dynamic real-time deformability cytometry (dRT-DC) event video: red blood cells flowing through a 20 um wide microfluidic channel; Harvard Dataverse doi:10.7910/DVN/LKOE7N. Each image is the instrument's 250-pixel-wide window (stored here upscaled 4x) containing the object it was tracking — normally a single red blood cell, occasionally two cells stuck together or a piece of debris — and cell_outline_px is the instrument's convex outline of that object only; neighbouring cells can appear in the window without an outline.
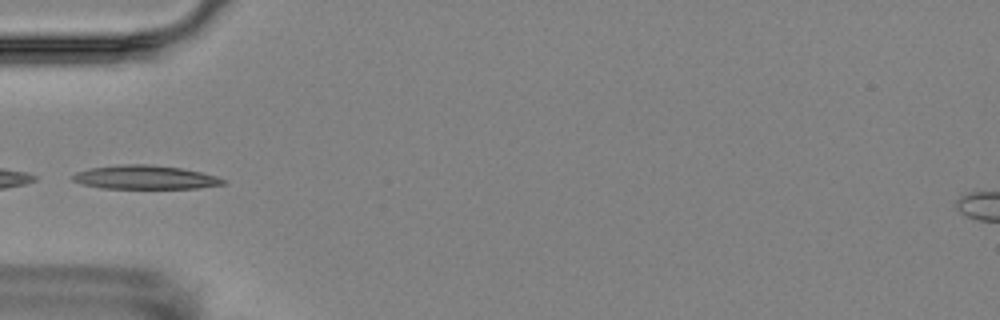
{"species": "Egyptian fruit bat (a non-hibernating species)", "species_latin": "Rousettus aegyptiacus", "temperature_condition": "room temperature", "stored_images_in_passage": 13, "camera_frame_rate_fps": 3000, "um_per_image_px": 0.085, "animal": {"sex": "female"}, "frame": {"image": 1, "passage_image": 3, "time_ms": 2.333, "image_size_px": [1000, 320], "cell_outline_px": [[224, 184], [196, 188], [100, 188], [84, 184], [72, 180], [72, 176], [76, 172], [92, 168], [120, 164], [152, 164], [180, 168], [200, 172], [216, 176], [224, 180]], "centroid_in_image_um": [12.31, 15.06], "position_along_channel_um": 72.7, "area_um2": 20.58}}
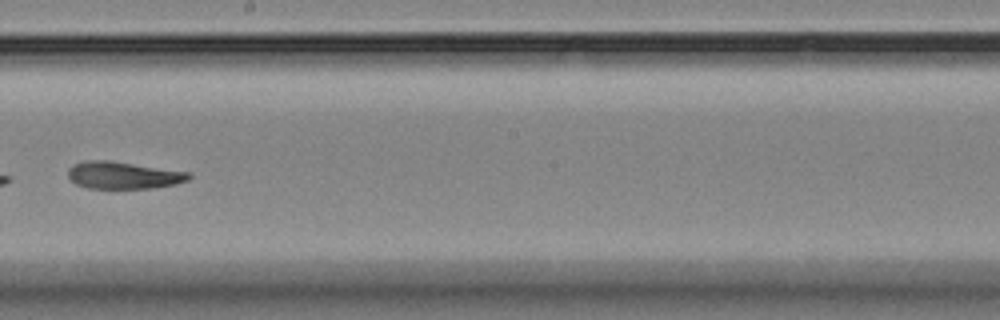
{"frame": {"image": 2, "passage_image": 7, "time_ms": 7.0, "image_size_px": [1000, 320], "cell_outline_px": [[192, 176], [188, 180], [176, 184], [156, 188], [88, 188], [76, 184], [68, 176], [68, 168], [72, 164], [84, 160], [108, 160], [192, 172]], "centroid_in_image_um": [10.5, 14.89], "position_along_channel_um": 237.7, "area_um2": 19.36}}
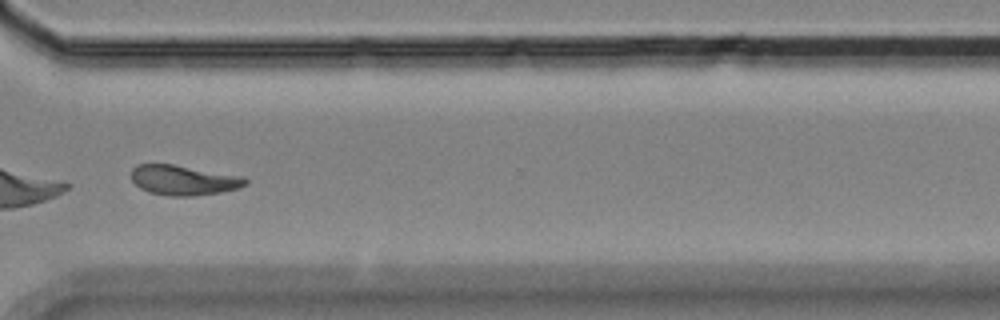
{"frame": {"image": 3, "passage_image": 10, "time_ms": 10.333, "image_size_px": [1000, 320], "cell_outline_px": [[248, 184], [240, 188], [220, 192], [192, 196], [168, 196], [148, 192], [140, 188], [132, 180], [132, 168], [140, 164], [172, 164], [244, 176], [248, 180]], "centroid_in_image_um": [15.63, 15.32], "position_along_channel_um": 355.0, "area_um2": 20.0}, "authors_computed_cell_mechanics": {"area_um2": 20.3456, "velocity_mm_per_s": 3.5272, "shape_relaxation_time_tau1_ms": 4.9935, "shape_relaxation_time_tau2_ms": null, "deformation_change_tau1": 0.1553, "deformation_change_tau2": null}}